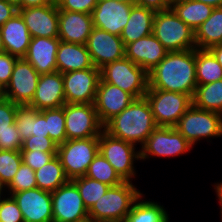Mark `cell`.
I'll use <instances>...</instances> for the list:
<instances>
[{
    "mask_svg": "<svg viewBox=\"0 0 222 222\" xmlns=\"http://www.w3.org/2000/svg\"><path fill=\"white\" fill-rule=\"evenodd\" d=\"M196 87L195 49L168 52L148 72V89L183 93L193 98Z\"/></svg>",
    "mask_w": 222,
    "mask_h": 222,
    "instance_id": "obj_1",
    "label": "cell"
},
{
    "mask_svg": "<svg viewBox=\"0 0 222 222\" xmlns=\"http://www.w3.org/2000/svg\"><path fill=\"white\" fill-rule=\"evenodd\" d=\"M157 127L146 97L135 99L121 113L110 119L103 130L110 136L132 143L140 148Z\"/></svg>",
    "mask_w": 222,
    "mask_h": 222,
    "instance_id": "obj_2",
    "label": "cell"
},
{
    "mask_svg": "<svg viewBox=\"0 0 222 222\" xmlns=\"http://www.w3.org/2000/svg\"><path fill=\"white\" fill-rule=\"evenodd\" d=\"M130 181L110 186L89 210V222H122L142 195Z\"/></svg>",
    "mask_w": 222,
    "mask_h": 222,
    "instance_id": "obj_3",
    "label": "cell"
},
{
    "mask_svg": "<svg viewBox=\"0 0 222 222\" xmlns=\"http://www.w3.org/2000/svg\"><path fill=\"white\" fill-rule=\"evenodd\" d=\"M152 34L168 52L196 48L195 31L171 8L155 13Z\"/></svg>",
    "mask_w": 222,
    "mask_h": 222,
    "instance_id": "obj_4",
    "label": "cell"
},
{
    "mask_svg": "<svg viewBox=\"0 0 222 222\" xmlns=\"http://www.w3.org/2000/svg\"><path fill=\"white\" fill-rule=\"evenodd\" d=\"M100 78L130 93L135 99L144 97L148 90V73L126 57L100 68Z\"/></svg>",
    "mask_w": 222,
    "mask_h": 222,
    "instance_id": "obj_5",
    "label": "cell"
},
{
    "mask_svg": "<svg viewBox=\"0 0 222 222\" xmlns=\"http://www.w3.org/2000/svg\"><path fill=\"white\" fill-rule=\"evenodd\" d=\"M99 152V137L66 140L58 145L57 157L69 180L85 176L89 165Z\"/></svg>",
    "mask_w": 222,
    "mask_h": 222,
    "instance_id": "obj_6",
    "label": "cell"
},
{
    "mask_svg": "<svg viewBox=\"0 0 222 222\" xmlns=\"http://www.w3.org/2000/svg\"><path fill=\"white\" fill-rule=\"evenodd\" d=\"M175 128L194 146L200 139L209 140L222 136V114L200 109L192 104Z\"/></svg>",
    "mask_w": 222,
    "mask_h": 222,
    "instance_id": "obj_7",
    "label": "cell"
},
{
    "mask_svg": "<svg viewBox=\"0 0 222 222\" xmlns=\"http://www.w3.org/2000/svg\"><path fill=\"white\" fill-rule=\"evenodd\" d=\"M157 126L175 127L192 105V98L183 93L148 89L145 94Z\"/></svg>",
    "mask_w": 222,
    "mask_h": 222,
    "instance_id": "obj_8",
    "label": "cell"
},
{
    "mask_svg": "<svg viewBox=\"0 0 222 222\" xmlns=\"http://www.w3.org/2000/svg\"><path fill=\"white\" fill-rule=\"evenodd\" d=\"M135 150L134 144L110 136L104 130L99 136V152L124 181L135 179L134 161L140 160V150Z\"/></svg>",
    "mask_w": 222,
    "mask_h": 222,
    "instance_id": "obj_9",
    "label": "cell"
},
{
    "mask_svg": "<svg viewBox=\"0 0 222 222\" xmlns=\"http://www.w3.org/2000/svg\"><path fill=\"white\" fill-rule=\"evenodd\" d=\"M193 148L175 127L157 126L140 150V160L153 157H177Z\"/></svg>",
    "mask_w": 222,
    "mask_h": 222,
    "instance_id": "obj_10",
    "label": "cell"
},
{
    "mask_svg": "<svg viewBox=\"0 0 222 222\" xmlns=\"http://www.w3.org/2000/svg\"><path fill=\"white\" fill-rule=\"evenodd\" d=\"M64 116L67 140L99 137L103 131L94 104L65 103Z\"/></svg>",
    "mask_w": 222,
    "mask_h": 222,
    "instance_id": "obj_11",
    "label": "cell"
},
{
    "mask_svg": "<svg viewBox=\"0 0 222 222\" xmlns=\"http://www.w3.org/2000/svg\"><path fill=\"white\" fill-rule=\"evenodd\" d=\"M51 197L53 222H89L88 210L71 180L51 192Z\"/></svg>",
    "mask_w": 222,
    "mask_h": 222,
    "instance_id": "obj_12",
    "label": "cell"
},
{
    "mask_svg": "<svg viewBox=\"0 0 222 222\" xmlns=\"http://www.w3.org/2000/svg\"><path fill=\"white\" fill-rule=\"evenodd\" d=\"M100 79V69L95 66L64 73L66 103L94 104Z\"/></svg>",
    "mask_w": 222,
    "mask_h": 222,
    "instance_id": "obj_13",
    "label": "cell"
},
{
    "mask_svg": "<svg viewBox=\"0 0 222 222\" xmlns=\"http://www.w3.org/2000/svg\"><path fill=\"white\" fill-rule=\"evenodd\" d=\"M39 76L25 58H18L10 82L4 89V98L18 105H28L35 94Z\"/></svg>",
    "mask_w": 222,
    "mask_h": 222,
    "instance_id": "obj_14",
    "label": "cell"
},
{
    "mask_svg": "<svg viewBox=\"0 0 222 222\" xmlns=\"http://www.w3.org/2000/svg\"><path fill=\"white\" fill-rule=\"evenodd\" d=\"M86 46L94 66L99 69L125 57V46L121 37L95 27Z\"/></svg>",
    "mask_w": 222,
    "mask_h": 222,
    "instance_id": "obj_15",
    "label": "cell"
},
{
    "mask_svg": "<svg viewBox=\"0 0 222 222\" xmlns=\"http://www.w3.org/2000/svg\"><path fill=\"white\" fill-rule=\"evenodd\" d=\"M17 202L24 222H53L51 192L38 187L12 195Z\"/></svg>",
    "mask_w": 222,
    "mask_h": 222,
    "instance_id": "obj_16",
    "label": "cell"
},
{
    "mask_svg": "<svg viewBox=\"0 0 222 222\" xmlns=\"http://www.w3.org/2000/svg\"><path fill=\"white\" fill-rule=\"evenodd\" d=\"M114 0H100L92 12L95 28L120 36L130 17L132 7Z\"/></svg>",
    "mask_w": 222,
    "mask_h": 222,
    "instance_id": "obj_17",
    "label": "cell"
},
{
    "mask_svg": "<svg viewBox=\"0 0 222 222\" xmlns=\"http://www.w3.org/2000/svg\"><path fill=\"white\" fill-rule=\"evenodd\" d=\"M18 12L24 19L25 25L32 38L58 37L59 9L56 3L20 9Z\"/></svg>",
    "mask_w": 222,
    "mask_h": 222,
    "instance_id": "obj_18",
    "label": "cell"
},
{
    "mask_svg": "<svg viewBox=\"0 0 222 222\" xmlns=\"http://www.w3.org/2000/svg\"><path fill=\"white\" fill-rule=\"evenodd\" d=\"M134 100L135 98L130 93L100 79L94 102L99 121L104 126Z\"/></svg>",
    "mask_w": 222,
    "mask_h": 222,
    "instance_id": "obj_19",
    "label": "cell"
},
{
    "mask_svg": "<svg viewBox=\"0 0 222 222\" xmlns=\"http://www.w3.org/2000/svg\"><path fill=\"white\" fill-rule=\"evenodd\" d=\"M66 103L63 74L56 71L39 76L32 101L28 104L36 110L62 107Z\"/></svg>",
    "mask_w": 222,
    "mask_h": 222,
    "instance_id": "obj_20",
    "label": "cell"
},
{
    "mask_svg": "<svg viewBox=\"0 0 222 222\" xmlns=\"http://www.w3.org/2000/svg\"><path fill=\"white\" fill-rule=\"evenodd\" d=\"M167 53L168 51L153 34L125 46V57L142 67L147 73L156 67Z\"/></svg>",
    "mask_w": 222,
    "mask_h": 222,
    "instance_id": "obj_21",
    "label": "cell"
},
{
    "mask_svg": "<svg viewBox=\"0 0 222 222\" xmlns=\"http://www.w3.org/2000/svg\"><path fill=\"white\" fill-rule=\"evenodd\" d=\"M58 28L62 42L86 45L94 28L92 14L59 10Z\"/></svg>",
    "mask_w": 222,
    "mask_h": 222,
    "instance_id": "obj_22",
    "label": "cell"
},
{
    "mask_svg": "<svg viewBox=\"0 0 222 222\" xmlns=\"http://www.w3.org/2000/svg\"><path fill=\"white\" fill-rule=\"evenodd\" d=\"M60 41L58 37L31 38L27 54L24 58L40 75L56 72V54Z\"/></svg>",
    "mask_w": 222,
    "mask_h": 222,
    "instance_id": "obj_23",
    "label": "cell"
},
{
    "mask_svg": "<svg viewBox=\"0 0 222 222\" xmlns=\"http://www.w3.org/2000/svg\"><path fill=\"white\" fill-rule=\"evenodd\" d=\"M0 31L5 52L17 58H24L32 37L21 14L18 12L7 20L0 27Z\"/></svg>",
    "mask_w": 222,
    "mask_h": 222,
    "instance_id": "obj_24",
    "label": "cell"
},
{
    "mask_svg": "<svg viewBox=\"0 0 222 222\" xmlns=\"http://www.w3.org/2000/svg\"><path fill=\"white\" fill-rule=\"evenodd\" d=\"M56 64L57 71L62 74L94 67L86 45L62 41L58 46Z\"/></svg>",
    "mask_w": 222,
    "mask_h": 222,
    "instance_id": "obj_25",
    "label": "cell"
},
{
    "mask_svg": "<svg viewBox=\"0 0 222 222\" xmlns=\"http://www.w3.org/2000/svg\"><path fill=\"white\" fill-rule=\"evenodd\" d=\"M18 104L3 98L0 101V150H20L21 135L15 124Z\"/></svg>",
    "mask_w": 222,
    "mask_h": 222,
    "instance_id": "obj_26",
    "label": "cell"
},
{
    "mask_svg": "<svg viewBox=\"0 0 222 222\" xmlns=\"http://www.w3.org/2000/svg\"><path fill=\"white\" fill-rule=\"evenodd\" d=\"M155 13L154 10L142 6L132 7L129 20L120 35L124 46L152 34Z\"/></svg>",
    "mask_w": 222,
    "mask_h": 222,
    "instance_id": "obj_27",
    "label": "cell"
},
{
    "mask_svg": "<svg viewBox=\"0 0 222 222\" xmlns=\"http://www.w3.org/2000/svg\"><path fill=\"white\" fill-rule=\"evenodd\" d=\"M15 124L22 142L32 135L49 137L46 118L40 113V110L29 105L17 106Z\"/></svg>",
    "mask_w": 222,
    "mask_h": 222,
    "instance_id": "obj_28",
    "label": "cell"
},
{
    "mask_svg": "<svg viewBox=\"0 0 222 222\" xmlns=\"http://www.w3.org/2000/svg\"><path fill=\"white\" fill-rule=\"evenodd\" d=\"M170 8L193 31L205 22L211 15L212 6L195 0H174Z\"/></svg>",
    "mask_w": 222,
    "mask_h": 222,
    "instance_id": "obj_29",
    "label": "cell"
},
{
    "mask_svg": "<svg viewBox=\"0 0 222 222\" xmlns=\"http://www.w3.org/2000/svg\"><path fill=\"white\" fill-rule=\"evenodd\" d=\"M195 42L198 49L222 44V7L214 8L210 17L197 28Z\"/></svg>",
    "mask_w": 222,
    "mask_h": 222,
    "instance_id": "obj_30",
    "label": "cell"
},
{
    "mask_svg": "<svg viewBox=\"0 0 222 222\" xmlns=\"http://www.w3.org/2000/svg\"><path fill=\"white\" fill-rule=\"evenodd\" d=\"M142 194L133 204L131 211L122 222H169V214L163 205L142 200ZM142 200V201H141Z\"/></svg>",
    "mask_w": 222,
    "mask_h": 222,
    "instance_id": "obj_31",
    "label": "cell"
},
{
    "mask_svg": "<svg viewBox=\"0 0 222 222\" xmlns=\"http://www.w3.org/2000/svg\"><path fill=\"white\" fill-rule=\"evenodd\" d=\"M197 85H204L222 79V66L209 49L195 48Z\"/></svg>",
    "mask_w": 222,
    "mask_h": 222,
    "instance_id": "obj_32",
    "label": "cell"
},
{
    "mask_svg": "<svg viewBox=\"0 0 222 222\" xmlns=\"http://www.w3.org/2000/svg\"><path fill=\"white\" fill-rule=\"evenodd\" d=\"M37 187L41 190L53 192L66 184L67 178L63 166L57 156L35 171Z\"/></svg>",
    "mask_w": 222,
    "mask_h": 222,
    "instance_id": "obj_33",
    "label": "cell"
},
{
    "mask_svg": "<svg viewBox=\"0 0 222 222\" xmlns=\"http://www.w3.org/2000/svg\"><path fill=\"white\" fill-rule=\"evenodd\" d=\"M192 104L197 108L222 114V79L197 85Z\"/></svg>",
    "mask_w": 222,
    "mask_h": 222,
    "instance_id": "obj_34",
    "label": "cell"
},
{
    "mask_svg": "<svg viewBox=\"0 0 222 222\" xmlns=\"http://www.w3.org/2000/svg\"><path fill=\"white\" fill-rule=\"evenodd\" d=\"M86 177L95 179L109 186H116L124 182L112 165L98 152L85 174Z\"/></svg>",
    "mask_w": 222,
    "mask_h": 222,
    "instance_id": "obj_35",
    "label": "cell"
},
{
    "mask_svg": "<svg viewBox=\"0 0 222 222\" xmlns=\"http://www.w3.org/2000/svg\"><path fill=\"white\" fill-rule=\"evenodd\" d=\"M78 188L84 206L89 210L110 188L95 179L82 176L71 180Z\"/></svg>",
    "mask_w": 222,
    "mask_h": 222,
    "instance_id": "obj_36",
    "label": "cell"
},
{
    "mask_svg": "<svg viewBox=\"0 0 222 222\" xmlns=\"http://www.w3.org/2000/svg\"><path fill=\"white\" fill-rule=\"evenodd\" d=\"M40 113L46 118L49 138L57 145L63 144L67 140L64 105L59 108L43 109Z\"/></svg>",
    "mask_w": 222,
    "mask_h": 222,
    "instance_id": "obj_37",
    "label": "cell"
},
{
    "mask_svg": "<svg viewBox=\"0 0 222 222\" xmlns=\"http://www.w3.org/2000/svg\"><path fill=\"white\" fill-rule=\"evenodd\" d=\"M22 163L20 150H0V183L6 188Z\"/></svg>",
    "mask_w": 222,
    "mask_h": 222,
    "instance_id": "obj_38",
    "label": "cell"
},
{
    "mask_svg": "<svg viewBox=\"0 0 222 222\" xmlns=\"http://www.w3.org/2000/svg\"><path fill=\"white\" fill-rule=\"evenodd\" d=\"M37 187L35 171L28 165L21 163L19 170L13 180L7 186V195L12 196L14 193L29 190Z\"/></svg>",
    "mask_w": 222,
    "mask_h": 222,
    "instance_id": "obj_39",
    "label": "cell"
},
{
    "mask_svg": "<svg viewBox=\"0 0 222 222\" xmlns=\"http://www.w3.org/2000/svg\"><path fill=\"white\" fill-rule=\"evenodd\" d=\"M0 222H24L23 214L12 196L0 199Z\"/></svg>",
    "mask_w": 222,
    "mask_h": 222,
    "instance_id": "obj_40",
    "label": "cell"
},
{
    "mask_svg": "<svg viewBox=\"0 0 222 222\" xmlns=\"http://www.w3.org/2000/svg\"><path fill=\"white\" fill-rule=\"evenodd\" d=\"M58 145L49 137L32 135L23 141L20 151L57 152Z\"/></svg>",
    "mask_w": 222,
    "mask_h": 222,
    "instance_id": "obj_41",
    "label": "cell"
},
{
    "mask_svg": "<svg viewBox=\"0 0 222 222\" xmlns=\"http://www.w3.org/2000/svg\"><path fill=\"white\" fill-rule=\"evenodd\" d=\"M22 162L30 166L34 171L40 169L57 155V152L20 151Z\"/></svg>",
    "mask_w": 222,
    "mask_h": 222,
    "instance_id": "obj_42",
    "label": "cell"
},
{
    "mask_svg": "<svg viewBox=\"0 0 222 222\" xmlns=\"http://www.w3.org/2000/svg\"><path fill=\"white\" fill-rule=\"evenodd\" d=\"M59 10L92 14L97 0H56Z\"/></svg>",
    "mask_w": 222,
    "mask_h": 222,
    "instance_id": "obj_43",
    "label": "cell"
},
{
    "mask_svg": "<svg viewBox=\"0 0 222 222\" xmlns=\"http://www.w3.org/2000/svg\"><path fill=\"white\" fill-rule=\"evenodd\" d=\"M17 59L5 51L0 53V87L2 89H5L9 84Z\"/></svg>",
    "mask_w": 222,
    "mask_h": 222,
    "instance_id": "obj_44",
    "label": "cell"
},
{
    "mask_svg": "<svg viewBox=\"0 0 222 222\" xmlns=\"http://www.w3.org/2000/svg\"><path fill=\"white\" fill-rule=\"evenodd\" d=\"M18 13L17 5L10 0H0V27Z\"/></svg>",
    "mask_w": 222,
    "mask_h": 222,
    "instance_id": "obj_45",
    "label": "cell"
},
{
    "mask_svg": "<svg viewBox=\"0 0 222 222\" xmlns=\"http://www.w3.org/2000/svg\"><path fill=\"white\" fill-rule=\"evenodd\" d=\"M136 5L154 10L155 12L170 8L168 0H136Z\"/></svg>",
    "mask_w": 222,
    "mask_h": 222,
    "instance_id": "obj_46",
    "label": "cell"
},
{
    "mask_svg": "<svg viewBox=\"0 0 222 222\" xmlns=\"http://www.w3.org/2000/svg\"><path fill=\"white\" fill-rule=\"evenodd\" d=\"M56 0H18L16 2L17 9H25L29 7H36L48 4H55Z\"/></svg>",
    "mask_w": 222,
    "mask_h": 222,
    "instance_id": "obj_47",
    "label": "cell"
},
{
    "mask_svg": "<svg viewBox=\"0 0 222 222\" xmlns=\"http://www.w3.org/2000/svg\"><path fill=\"white\" fill-rule=\"evenodd\" d=\"M209 50L213 53L218 63L222 66V44L215 45Z\"/></svg>",
    "mask_w": 222,
    "mask_h": 222,
    "instance_id": "obj_48",
    "label": "cell"
},
{
    "mask_svg": "<svg viewBox=\"0 0 222 222\" xmlns=\"http://www.w3.org/2000/svg\"><path fill=\"white\" fill-rule=\"evenodd\" d=\"M215 187V192H216V195H217V198L219 200V203H220V215H221V220H222V182H219V183H216L214 184Z\"/></svg>",
    "mask_w": 222,
    "mask_h": 222,
    "instance_id": "obj_49",
    "label": "cell"
},
{
    "mask_svg": "<svg viewBox=\"0 0 222 222\" xmlns=\"http://www.w3.org/2000/svg\"><path fill=\"white\" fill-rule=\"evenodd\" d=\"M212 6L213 8L222 7V0H195Z\"/></svg>",
    "mask_w": 222,
    "mask_h": 222,
    "instance_id": "obj_50",
    "label": "cell"
},
{
    "mask_svg": "<svg viewBox=\"0 0 222 222\" xmlns=\"http://www.w3.org/2000/svg\"><path fill=\"white\" fill-rule=\"evenodd\" d=\"M125 4H136V0H114Z\"/></svg>",
    "mask_w": 222,
    "mask_h": 222,
    "instance_id": "obj_51",
    "label": "cell"
},
{
    "mask_svg": "<svg viewBox=\"0 0 222 222\" xmlns=\"http://www.w3.org/2000/svg\"><path fill=\"white\" fill-rule=\"evenodd\" d=\"M5 49H4V43H3V38H2V34H1V31H0V53L1 52H4Z\"/></svg>",
    "mask_w": 222,
    "mask_h": 222,
    "instance_id": "obj_52",
    "label": "cell"
},
{
    "mask_svg": "<svg viewBox=\"0 0 222 222\" xmlns=\"http://www.w3.org/2000/svg\"><path fill=\"white\" fill-rule=\"evenodd\" d=\"M3 193H6V188L0 183V199L3 198L2 195H6Z\"/></svg>",
    "mask_w": 222,
    "mask_h": 222,
    "instance_id": "obj_53",
    "label": "cell"
},
{
    "mask_svg": "<svg viewBox=\"0 0 222 222\" xmlns=\"http://www.w3.org/2000/svg\"><path fill=\"white\" fill-rule=\"evenodd\" d=\"M4 98V89L0 87V101Z\"/></svg>",
    "mask_w": 222,
    "mask_h": 222,
    "instance_id": "obj_54",
    "label": "cell"
}]
</instances>
